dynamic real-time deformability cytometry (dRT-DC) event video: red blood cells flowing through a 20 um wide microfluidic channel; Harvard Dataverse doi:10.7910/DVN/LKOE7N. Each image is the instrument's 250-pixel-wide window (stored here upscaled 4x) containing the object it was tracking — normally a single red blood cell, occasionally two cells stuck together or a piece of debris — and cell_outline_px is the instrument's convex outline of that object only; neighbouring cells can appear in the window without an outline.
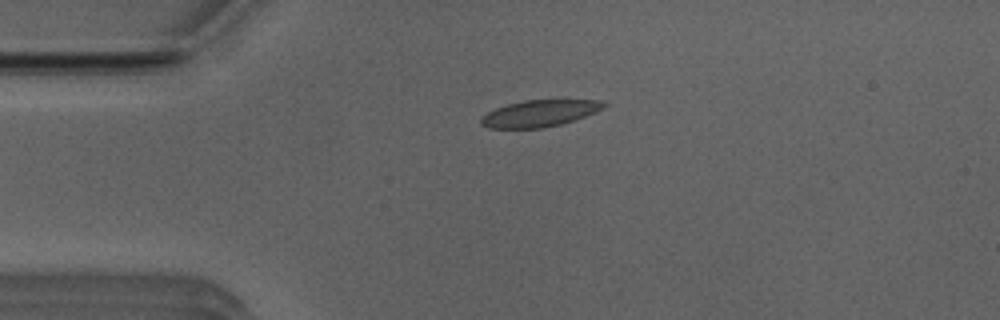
{"species": "Egyptian fruit bat (a non-hibernating species)", "species_latin": "Rousettus aegyptiacus", "temperature_condition": "room temperature", "stored_images_in_passage": 41, "camera_frame_rate_fps": 3000, "um_per_image_px": 0.085, "animal": {"sex": "male"}, "frame": {"image": 1, "passage_image": 1, "time_ms": 0.0, "image_size_px": [1000, 320], "cell_outline_px": [[608, 104], [604, 108], [584, 116], [560, 124], [540, 128], [488, 128], [480, 124], [480, 116], [496, 108], [508, 104], [524, 100], [596, 100]], "centroid_in_image_um": [45.81, 9.63], "position_along_channel_um": 39.2, "area_um2": 18.84}}
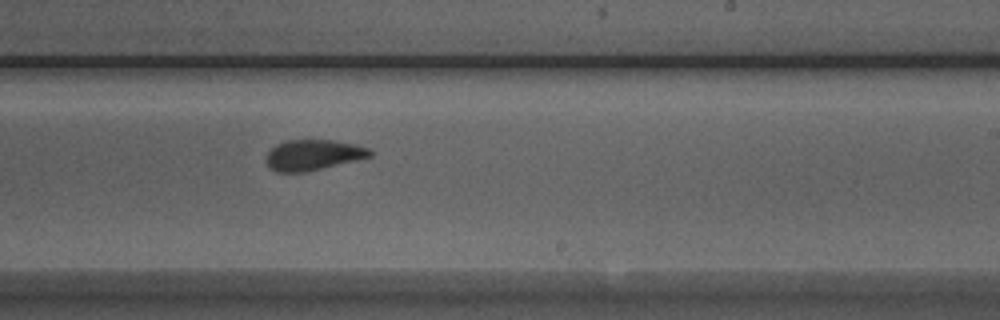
{"frame": {"image": 2, "passage_image": 20, "time_ms": 6.333, "image_size_px": [1000, 320], "cell_outline_px": [[372, 156], [356, 160], [304, 172], [276, 172], [268, 168], [264, 160], [268, 152], [276, 144], [284, 140], [332, 140], [356, 144], [368, 148], [372, 152]], "centroid_in_image_um": [26.56, 13.17], "position_along_channel_um": 262.4, "area_um2": 18.55}}
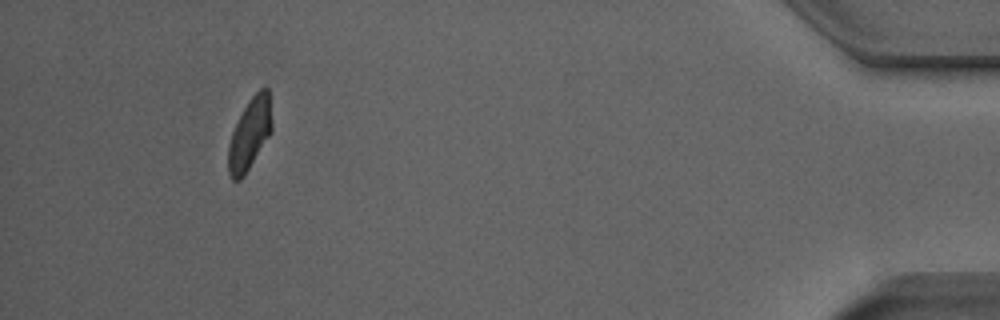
{"frame": {"image": 3, "passage_image": 37, "time_ms": 12.0, "image_size_px": [1000, 320], "cell_outline_px": [[272, 132], [244, 176], [240, 180], [232, 180], [228, 172], [228, 144], [232, 132], [248, 100], [260, 88], [268, 88], [272, 124]], "centroid_in_image_um": [21.22, 11.41], "position_along_channel_um": 414.0, "area_um2": 18.09}, "authors_computed_cell_mechanics": {"area_um2": 19.074, "velocity_mm_per_s": 3.9468, "shape_relaxation_time_tau1_ms": 2.9726, "shape_relaxation_time_tau2_ms": 1.1849, "deformation_change_tau1": 0.1384, "deformation_change_tau2": 0.0741}}